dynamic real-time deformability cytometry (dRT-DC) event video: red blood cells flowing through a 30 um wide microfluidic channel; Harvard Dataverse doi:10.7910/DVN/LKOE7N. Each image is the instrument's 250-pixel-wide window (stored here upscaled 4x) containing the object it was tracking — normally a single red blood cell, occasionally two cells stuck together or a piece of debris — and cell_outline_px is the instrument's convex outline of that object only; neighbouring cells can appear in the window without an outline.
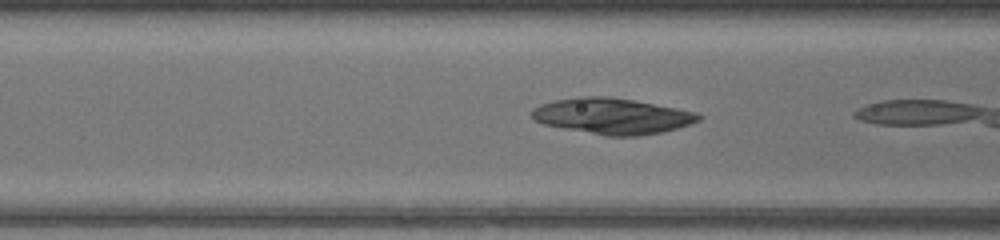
{"species": "common noctule bat (a hibernating species)", "species_latin": "Nyctalus noctula", "temperature_condition": "warm", "stored_images_in_passage": 6, "camera_frame_rate_fps": 3000, "um_per_image_px": 0.085, "animal": {"sex": "female", "body_mass_g": 17.0, "forearm_length_mm": 48.0}, "frame": {"image": 1, "passage_image": 4, "time_ms": 1.0, "image_size_px": [1000, 240], "cell_outline_px": [[704, 116], [700, 120], [692, 124], [664, 132], [640, 136], [604, 136], [544, 124], [532, 120], [528, 112], [532, 108], [540, 104], [552, 100], [576, 96], [608, 96], [632, 100], [676, 108], [696, 112]], "centroid_in_image_um": [52.0, 9.86], "position_along_channel_um": 114.6, "area_um2": 35.37}}